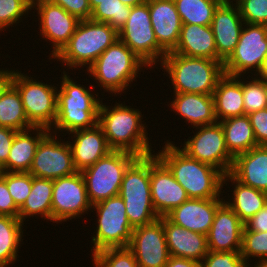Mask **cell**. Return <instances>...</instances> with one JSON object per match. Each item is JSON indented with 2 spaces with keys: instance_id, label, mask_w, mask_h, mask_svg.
Instances as JSON below:
<instances>
[{
  "instance_id": "obj_1",
  "label": "cell",
  "mask_w": 267,
  "mask_h": 267,
  "mask_svg": "<svg viewBox=\"0 0 267 267\" xmlns=\"http://www.w3.org/2000/svg\"><path fill=\"white\" fill-rule=\"evenodd\" d=\"M142 112L125 104L115 103L114 107L101 101L98 124L112 150L127 151L137 157L154 153L149 143L146 123H142ZM147 133V134H146ZM151 146V148H150ZM153 151V152H151Z\"/></svg>"
},
{
  "instance_id": "obj_2",
  "label": "cell",
  "mask_w": 267,
  "mask_h": 267,
  "mask_svg": "<svg viewBox=\"0 0 267 267\" xmlns=\"http://www.w3.org/2000/svg\"><path fill=\"white\" fill-rule=\"evenodd\" d=\"M168 141L156 156L168 167L189 198H220L224 174L215 167L187 156Z\"/></svg>"
},
{
  "instance_id": "obj_3",
  "label": "cell",
  "mask_w": 267,
  "mask_h": 267,
  "mask_svg": "<svg viewBox=\"0 0 267 267\" xmlns=\"http://www.w3.org/2000/svg\"><path fill=\"white\" fill-rule=\"evenodd\" d=\"M160 65L172 81L174 93L213 95L218 81L225 75L218 60L167 53Z\"/></svg>"
},
{
  "instance_id": "obj_4",
  "label": "cell",
  "mask_w": 267,
  "mask_h": 267,
  "mask_svg": "<svg viewBox=\"0 0 267 267\" xmlns=\"http://www.w3.org/2000/svg\"><path fill=\"white\" fill-rule=\"evenodd\" d=\"M60 89H58L57 117L54 125L49 129L51 133H70L94 127L98 124L100 98L94 96L89 88L77 84L63 71ZM54 127V130H53ZM51 129L53 131H51Z\"/></svg>"
},
{
  "instance_id": "obj_5",
  "label": "cell",
  "mask_w": 267,
  "mask_h": 267,
  "mask_svg": "<svg viewBox=\"0 0 267 267\" xmlns=\"http://www.w3.org/2000/svg\"><path fill=\"white\" fill-rule=\"evenodd\" d=\"M147 65L122 41L117 39L86 69L87 74L94 77L101 88L111 93L121 95L131 87V82L140 75V69Z\"/></svg>"
},
{
  "instance_id": "obj_6",
  "label": "cell",
  "mask_w": 267,
  "mask_h": 267,
  "mask_svg": "<svg viewBox=\"0 0 267 267\" xmlns=\"http://www.w3.org/2000/svg\"><path fill=\"white\" fill-rule=\"evenodd\" d=\"M117 39L118 32L108 23L82 20L69 42L54 58L49 59H58L57 61L65 63L67 69L75 70L84 66L88 69Z\"/></svg>"
},
{
  "instance_id": "obj_7",
  "label": "cell",
  "mask_w": 267,
  "mask_h": 267,
  "mask_svg": "<svg viewBox=\"0 0 267 267\" xmlns=\"http://www.w3.org/2000/svg\"><path fill=\"white\" fill-rule=\"evenodd\" d=\"M124 201L126 215L133 228L159 218L151 200L150 155L137 157L125 170L118 194Z\"/></svg>"
},
{
  "instance_id": "obj_8",
  "label": "cell",
  "mask_w": 267,
  "mask_h": 267,
  "mask_svg": "<svg viewBox=\"0 0 267 267\" xmlns=\"http://www.w3.org/2000/svg\"><path fill=\"white\" fill-rule=\"evenodd\" d=\"M136 158L127 151L112 150L81 171L91 205L119 194L124 172Z\"/></svg>"
},
{
  "instance_id": "obj_9",
  "label": "cell",
  "mask_w": 267,
  "mask_h": 267,
  "mask_svg": "<svg viewBox=\"0 0 267 267\" xmlns=\"http://www.w3.org/2000/svg\"><path fill=\"white\" fill-rule=\"evenodd\" d=\"M96 210L97 227L92 237V255L106 248L128 247L133 227L128 221L123 199L117 195L92 205Z\"/></svg>"
},
{
  "instance_id": "obj_10",
  "label": "cell",
  "mask_w": 267,
  "mask_h": 267,
  "mask_svg": "<svg viewBox=\"0 0 267 267\" xmlns=\"http://www.w3.org/2000/svg\"><path fill=\"white\" fill-rule=\"evenodd\" d=\"M14 71L12 85L18 90L28 120L35 127L50 129L57 117L58 87Z\"/></svg>"
},
{
  "instance_id": "obj_11",
  "label": "cell",
  "mask_w": 267,
  "mask_h": 267,
  "mask_svg": "<svg viewBox=\"0 0 267 267\" xmlns=\"http://www.w3.org/2000/svg\"><path fill=\"white\" fill-rule=\"evenodd\" d=\"M118 39L150 69L156 66V62H161L167 54L156 39L147 2L131 8L128 20L118 31Z\"/></svg>"
},
{
  "instance_id": "obj_12",
  "label": "cell",
  "mask_w": 267,
  "mask_h": 267,
  "mask_svg": "<svg viewBox=\"0 0 267 267\" xmlns=\"http://www.w3.org/2000/svg\"><path fill=\"white\" fill-rule=\"evenodd\" d=\"M266 58L267 25L245 23L235 50L223 63L224 72L229 76H239L254 71V75H258Z\"/></svg>"
},
{
  "instance_id": "obj_13",
  "label": "cell",
  "mask_w": 267,
  "mask_h": 267,
  "mask_svg": "<svg viewBox=\"0 0 267 267\" xmlns=\"http://www.w3.org/2000/svg\"><path fill=\"white\" fill-rule=\"evenodd\" d=\"M196 130L194 136L184 141L179 149L190 158L215 167L224 175L230 173L234 158L228 152L220 122L196 127Z\"/></svg>"
},
{
  "instance_id": "obj_14",
  "label": "cell",
  "mask_w": 267,
  "mask_h": 267,
  "mask_svg": "<svg viewBox=\"0 0 267 267\" xmlns=\"http://www.w3.org/2000/svg\"><path fill=\"white\" fill-rule=\"evenodd\" d=\"M92 209L81 171L53 180L52 221L60 223L76 219ZM84 213V214H83Z\"/></svg>"
},
{
  "instance_id": "obj_15",
  "label": "cell",
  "mask_w": 267,
  "mask_h": 267,
  "mask_svg": "<svg viewBox=\"0 0 267 267\" xmlns=\"http://www.w3.org/2000/svg\"><path fill=\"white\" fill-rule=\"evenodd\" d=\"M75 172L68 141L59 140L56 134L49 132L39 142L29 173L34 177L54 180Z\"/></svg>"
},
{
  "instance_id": "obj_16",
  "label": "cell",
  "mask_w": 267,
  "mask_h": 267,
  "mask_svg": "<svg viewBox=\"0 0 267 267\" xmlns=\"http://www.w3.org/2000/svg\"><path fill=\"white\" fill-rule=\"evenodd\" d=\"M32 9L39 15L40 35L53 43L50 57L54 58L69 42L79 20L50 0H32Z\"/></svg>"
},
{
  "instance_id": "obj_17",
  "label": "cell",
  "mask_w": 267,
  "mask_h": 267,
  "mask_svg": "<svg viewBox=\"0 0 267 267\" xmlns=\"http://www.w3.org/2000/svg\"><path fill=\"white\" fill-rule=\"evenodd\" d=\"M128 248L139 267H164L170 257L162 217L133 229Z\"/></svg>"
},
{
  "instance_id": "obj_18",
  "label": "cell",
  "mask_w": 267,
  "mask_h": 267,
  "mask_svg": "<svg viewBox=\"0 0 267 267\" xmlns=\"http://www.w3.org/2000/svg\"><path fill=\"white\" fill-rule=\"evenodd\" d=\"M150 191L153 207L164 217L189 199L168 167L154 154L150 155Z\"/></svg>"
},
{
  "instance_id": "obj_19",
  "label": "cell",
  "mask_w": 267,
  "mask_h": 267,
  "mask_svg": "<svg viewBox=\"0 0 267 267\" xmlns=\"http://www.w3.org/2000/svg\"><path fill=\"white\" fill-rule=\"evenodd\" d=\"M244 223L238 215L223 202L216 210L214 221L207 234L209 251H241Z\"/></svg>"
},
{
  "instance_id": "obj_20",
  "label": "cell",
  "mask_w": 267,
  "mask_h": 267,
  "mask_svg": "<svg viewBox=\"0 0 267 267\" xmlns=\"http://www.w3.org/2000/svg\"><path fill=\"white\" fill-rule=\"evenodd\" d=\"M245 22L237 5H219L210 27L214 34L218 61L224 63L235 50Z\"/></svg>"
},
{
  "instance_id": "obj_21",
  "label": "cell",
  "mask_w": 267,
  "mask_h": 267,
  "mask_svg": "<svg viewBox=\"0 0 267 267\" xmlns=\"http://www.w3.org/2000/svg\"><path fill=\"white\" fill-rule=\"evenodd\" d=\"M223 200V198H189L166 217L176 225L207 236L216 210L224 202Z\"/></svg>"
},
{
  "instance_id": "obj_22",
  "label": "cell",
  "mask_w": 267,
  "mask_h": 267,
  "mask_svg": "<svg viewBox=\"0 0 267 267\" xmlns=\"http://www.w3.org/2000/svg\"><path fill=\"white\" fill-rule=\"evenodd\" d=\"M150 19L158 44L172 52L179 41L182 22L174 0H147Z\"/></svg>"
},
{
  "instance_id": "obj_23",
  "label": "cell",
  "mask_w": 267,
  "mask_h": 267,
  "mask_svg": "<svg viewBox=\"0 0 267 267\" xmlns=\"http://www.w3.org/2000/svg\"><path fill=\"white\" fill-rule=\"evenodd\" d=\"M70 134L74 140L68 143L72 150L73 165L77 171L93 165L112 151L99 124Z\"/></svg>"
},
{
  "instance_id": "obj_24",
  "label": "cell",
  "mask_w": 267,
  "mask_h": 267,
  "mask_svg": "<svg viewBox=\"0 0 267 267\" xmlns=\"http://www.w3.org/2000/svg\"><path fill=\"white\" fill-rule=\"evenodd\" d=\"M163 229L169 254L195 260L200 263L208 254L207 236L187 230L162 217Z\"/></svg>"
},
{
  "instance_id": "obj_25",
  "label": "cell",
  "mask_w": 267,
  "mask_h": 267,
  "mask_svg": "<svg viewBox=\"0 0 267 267\" xmlns=\"http://www.w3.org/2000/svg\"><path fill=\"white\" fill-rule=\"evenodd\" d=\"M230 174L240 183L267 193V145L237 155Z\"/></svg>"
},
{
  "instance_id": "obj_26",
  "label": "cell",
  "mask_w": 267,
  "mask_h": 267,
  "mask_svg": "<svg viewBox=\"0 0 267 267\" xmlns=\"http://www.w3.org/2000/svg\"><path fill=\"white\" fill-rule=\"evenodd\" d=\"M174 100L169 104L172 111L180 115L185 122L194 127L217 123L214 99L212 95L194 93H174Z\"/></svg>"
},
{
  "instance_id": "obj_27",
  "label": "cell",
  "mask_w": 267,
  "mask_h": 267,
  "mask_svg": "<svg viewBox=\"0 0 267 267\" xmlns=\"http://www.w3.org/2000/svg\"><path fill=\"white\" fill-rule=\"evenodd\" d=\"M172 52L187 57L218 60L210 25L182 24L178 44Z\"/></svg>"
},
{
  "instance_id": "obj_28",
  "label": "cell",
  "mask_w": 267,
  "mask_h": 267,
  "mask_svg": "<svg viewBox=\"0 0 267 267\" xmlns=\"http://www.w3.org/2000/svg\"><path fill=\"white\" fill-rule=\"evenodd\" d=\"M49 132L50 130L45 127H33L25 131H18L15 134L7 162L2 166L3 171L29 172L39 142ZM34 134L36 136H32Z\"/></svg>"
},
{
  "instance_id": "obj_29",
  "label": "cell",
  "mask_w": 267,
  "mask_h": 267,
  "mask_svg": "<svg viewBox=\"0 0 267 267\" xmlns=\"http://www.w3.org/2000/svg\"><path fill=\"white\" fill-rule=\"evenodd\" d=\"M243 75H224L213 92L214 108L217 121L244 116Z\"/></svg>"
},
{
  "instance_id": "obj_30",
  "label": "cell",
  "mask_w": 267,
  "mask_h": 267,
  "mask_svg": "<svg viewBox=\"0 0 267 267\" xmlns=\"http://www.w3.org/2000/svg\"><path fill=\"white\" fill-rule=\"evenodd\" d=\"M226 181H231L234 189L231 191L233 192L232 199L224 200V202L238 215L243 223L257 214L267 204L266 192L240 183L230 173L224 175L223 187L224 184L227 185Z\"/></svg>"
},
{
  "instance_id": "obj_31",
  "label": "cell",
  "mask_w": 267,
  "mask_h": 267,
  "mask_svg": "<svg viewBox=\"0 0 267 267\" xmlns=\"http://www.w3.org/2000/svg\"><path fill=\"white\" fill-rule=\"evenodd\" d=\"M53 180L38 178L32 175V188L23 206L19 209L18 218L23 223L29 216L42 217L52 222Z\"/></svg>"
},
{
  "instance_id": "obj_32",
  "label": "cell",
  "mask_w": 267,
  "mask_h": 267,
  "mask_svg": "<svg viewBox=\"0 0 267 267\" xmlns=\"http://www.w3.org/2000/svg\"><path fill=\"white\" fill-rule=\"evenodd\" d=\"M220 124L228 152L233 158L259 146L247 115L228 118L220 121Z\"/></svg>"
},
{
  "instance_id": "obj_33",
  "label": "cell",
  "mask_w": 267,
  "mask_h": 267,
  "mask_svg": "<svg viewBox=\"0 0 267 267\" xmlns=\"http://www.w3.org/2000/svg\"><path fill=\"white\" fill-rule=\"evenodd\" d=\"M0 126L16 131L35 127L28 120L19 92L12 84L0 97Z\"/></svg>"
},
{
  "instance_id": "obj_34",
  "label": "cell",
  "mask_w": 267,
  "mask_h": 267,
  "mask_svg": "<svg viewBox=\"0 0 267 267\" xmlns=\"http://www.w3.org/2000/svg\"><path fill=\"white\" fill-rule=\"evenodd\" d=\"M19 218L0 215V267H9L17 261L23 226Z\"/></svg>"
},
{
  "instance_id": "obj_35",
  "label": "cell",
  "mask_w": 267,
  "mask_h": 267,
  "mask_svg": "<svg viewBox=\"0 0 267 267\" xmlns=\"http://www.w3.org/2000/svg\"><path fill=\"white\" fill-rule=\"evenodd\" d=\"M182 24L207 26L220 5L216 0H174Z\"/></svg>"
},
{
  "instance_id": "obj_36",
  "label": "cell",
  "mask_w": 267,
  "mask_h": 267,
  "mask_svg": "<svg viewBox=\"0 0 267 267\" xmlns=\"http://www.w3.org/2000/svg\"><path fill=\"white\" fill-rule=\"evenodd\" d=\"M131 8L120 0L101 2L92 10L90 19L108 23L118 32L128 20Z\"/></svg>"
},
{
  "instance_id": "obj_37",
  "label": "cell",
  "mask_w": 267,
  "mask_h": 267,
  "mask_svg": "<svg viewBox=\"0 0 267 267\" xmlns=\"http://www.w3.org/2000/svg\"><path fill=\"white\" fill-rule=\"evenodd\" d=\"M250 81L243 78V101L245 115L267 108V82L255 75Z\"/></svg>"
},
{
  "instance_id": "obj_38",
  "label": "cell",
  "mask_w": 267,
  "mask_h": 267,
  "mask_svg": "<svg viewBox=\"0 0 267 267\" xmlns=\"http://www.w3.org/2000/svg\"><path fill=\"white\" fill-rule=\"evenodd\" d=\"M91 256L94 267H139L128 247L106 248Z\"/></svg>"
},
{
  "instance_id": "obj_39",
  "label": "cell",
  "mask_w": 267,
  "mask_h": 267,
  "mask_svg": "<svg viewBox=\"0 0 267 267\" xmlns=\"http://www.w3.org/2000/svg\"><path fill=\"white\" fill-rule=\"evenodd\" d=\"M240 254L250 267L249 257H257L256 263L267 262V232L243 230Z\"/></svg>"
},
{
  "instance_id": "obj_40",
  "label": "cell",
  "mask_w": 267,
  "mask_h": 267,
  "mask_svg": "<svg viewBox=\"0 0 267 267\" xmlns=\"http://www.w3.org/2000/svg\"><path fill=\"white\" fill-rule=\"evenodd\" d=\"M2 177L16 206L20 209L32 188V175L29 172H4Z\"/></svg>"
},
{
  "instance_id": "obj_41",
  "label": "cell",
  "mask_w": 267,
  "mask_h": 267,
  "mask_svg": "<svg viewBox=\"0 0 267 267\" xmlns=\"http://www.w3.org/2000/svg\"><path fill=\"white\" fill-rule=\"evenodd\" d=\"M32 10V0H0V31L22 21ZM21 18V19H20Z\"/></svg>"
},
{
  "instance_id": "obj_42",
  "label": "cell",
  "mask_w": 267,
  "mask_h": 267,
  "mask_svg": "<svg viewBox=\"0 0 267 267\" xmlns=\"http://www.w3.org/2000/svg\"><path fill=\"white\" fill-rule=\"evenodd\" d=\"M200 267H250L240 251L215 252L208 251V254L200 262Z\"/></svg>"
},
{
  "instance_id": "obj_43",
  "label": "cell",
  "mask_w": 267,
  "mask_h": 267,
  "mask_svg": "<svg viewBox=\"0 0 267 267\" xmlns=\"http://www.w3.org/2000/svg\"><path fill=\"white\" fill-rule=\"evenodd\" d=\"M237 6L245 23L267 25V0H242Z\"/></svg>"
},
{
  "instance_id": "obj_44",
  "label": "cell",
  "mask_w": 267,
  "mask_h": 267,
  "mask_svg": "<svg viewBox=\"0 0 267 267\" xmlns=\"http://www.w3.org/2000/svg\"><path fill=\"white\" fill-rule=\"evenodd\" d=\"M60 5L69 14L75 16L79 21L90 20L92 9L89 0H50Z\"/></svg>"
},
{
  "instance_id": "obj_45",
  "label": "cell",
  "mask_w": 267,
  "mask_h": 267,
  "mask_svg": "<svg viewBox=\"0 0 267 267\" xmlns=\"http://www.w3.org/2000/svg\"><path fill=\"white\" fill-rule=\"evenodd\" d=\"M258 145H267V108L247 115Z\"/></svg>"
},
{
  "instance_id": "obj_46",
  "label": "cell",
  "mask_w": 267,
  "mask_h": 267,
  "mask_svg": "<svg viewBox=\"0 0 267 267\" xmlns=\"http://www.w3.org/2000/svg\"><path fill=\"white\" fill-rule=\"evenodd\" d=\"M0 215L15 218H18L19 215V208L11 197L6 180L3 177L0 178Z\"/></svg>"
},
{
  "instance_id": "obj_47",
  "label": "cell",
  "mask_w": 267,
  "mask_h": 267,
  "mask_svg": "<svg viewBox=\"0 0 267 267\" xmlns=\"http://www.w3.org/2000/svg\"><path fill=\"white\" fill-rule=\"evenodd\" d=\"M18 131L0 126V165L3 166L9 157V152Z\"/></svg>"
},
{
  "instance_id": "obj_48",
  "label": "cell",
  "mask_w": 267,
  "mask_h": 267,
  "mask_svg": "<svg viewBox=\"0 0 267 267\" xmlns=\"http://www.w3.org/2000/svg\"><path fill=\"white\" fill-rule=\"evenodd\" d=\"M243 230L267 232V204L257 214L244 223Z\"/></svg>"
},
{
  "instance_id": "obj_49",
  "label": "cell",
  "mask_w": 267,
  "mask_h": 267,
  "mask_svg": "<svg viewBox=\"0 0 267 267\" xmlns=\"http://www.w3.org/2000/svg\"><path fill=\"white\" fill-rule=\"evenodd\" d=\"M164 267H200V263L192 259L171 256Z\"/></svg>"
},
{
  "instance_id": "obj_50",
  "label": "cell",
  "mask_w": 267,
  "mask_h": 267,
  "mask_svg": "<svg viewBox=\"0 0 267 267\" xmlns=\"http://www.w3.org/2000/svg\"><path fill=\"white\" fill-rule=\"evenodd\" d=\"M15 70L0 69V97L6 91V89L12 84Z\"/></svg>"
},
{
  "instance_id": "obj_51",
  "label": "cell",
  "mask_w": 267,
  "mask_h": 267,
  "mask_svg": "<svg viewBox=\"0 0 267 267\" xmlns=\"http://www.w3.org/2000/svg\"><path fill=\"white\" fill-rule=\"evenodd\" d=\"M127 6L133 7L145 3L147 0H120Z\"/></svg>"
},
{
  "instance_id": "obj_52",
  "label": "cell",
  "mask_w": 267,
  "mask_h": 267,
  "mask_svg": "<svg viewBox=\"0 0 267 267\" xmlns=\"http://www.w3.org/2000/svg\"><path fill=\"white\" fill-rule=\"evenodd\" d=\"M258 76L267 82V58H266V62L264 63L261 71L258 73Z\"/></svg>"
},
{
  "instance_id": "obj_53",
  "label": "cell",
  "mask_w": 267,
  "mask_h": 267,
  "mask_svg": "<svg viewBox=\"0 0 267 267\" xmlns=\"http://www.w3.org/2000/svg\"><path fill=\"white\" fill-rule=\"evenodd\" d=\"M220 5H238L242 0H216ZM233 1L236 2L233 4Z\"/></svg>"
},
{
  "instance_id": "obj_54",
  "label": "cell",
  "mask_w": 267,
  "mask_h": 267,
  "mask_svg": "<svg viewBox=\"0 0 267 267\" xmlns=\"http://www.w3.org/2000/svg\"><path fill=\"white\" fill-rule=\"evenodd\" d=\"M106 1H112V0H89L91 9L93 10L98 4L101 2H106Z\"/></svg>"
},
{
  "instance_id": "obj_55",
  "label": "cell",
  "mask_w": 267,
  "mask_h": 267,
  "mask_svg": "<svg viewBox=\"0 0 267 267\" xmlns=\"http://www.w3.org/2000/svg\"><path fill=\"white\" fill-rule=\"evenodd\" d=\"M254 267H267V262L254 264Z\"/></svg>"
},
{
  "instance_id": "obj_56",
  "label": "cell",
  "mask_w": 267,
  "mask_h": 267,
  "mask_svg": "<svg viewBox=\"0 0 267 267\" xmlns=\"http://www.w3.org/2000/svg\"><path fill=\"white\" fill-rule=\"evenodd\" d=\"M3 173H4L3 168H2V166L0 165V178L2 177Z\"/></svg>"
}]
</instances>
